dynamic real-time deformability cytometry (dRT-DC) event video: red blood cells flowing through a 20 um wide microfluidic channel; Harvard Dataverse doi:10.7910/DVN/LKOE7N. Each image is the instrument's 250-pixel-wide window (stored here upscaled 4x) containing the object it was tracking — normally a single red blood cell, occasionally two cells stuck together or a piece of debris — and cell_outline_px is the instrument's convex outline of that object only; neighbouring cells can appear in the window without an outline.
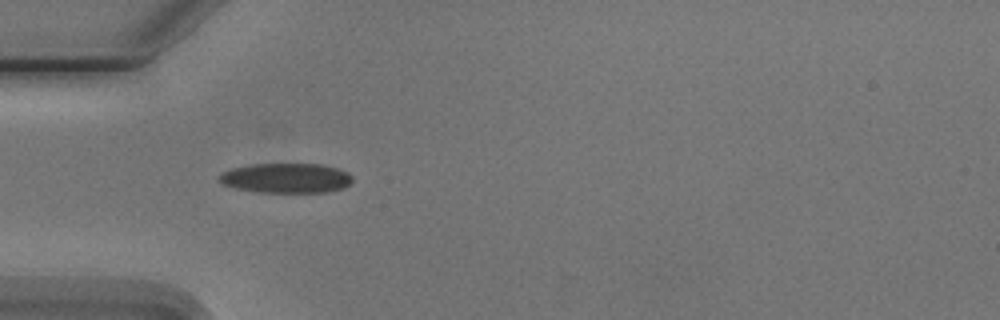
{"species": "Egyptian fruit bat (a non-hibernating species)", "species_latin": "Rousettus aegyptiacus", "temperature_condition": "cold", "stored_images_in_passage": 3, "camera_frame_rate_fps": 3000, "um_per_image_px": 0.085, "animal": {"sex": "male"}, "frame": {"image": 1, "passage_image": 2, "time_ms": 1.0, "image_size_px": [1000, 320], "cell_outline_px": [[352, 180], [344, 188], [324, 192], [256, 192], [236, 188], [224, 184], [220, 180], [220, 176], [224, 172], [232, 168], [252, 164], [320, 164], [336, 168], [348, 172], [352, 176]], "centroid_in_image_um": [24.35, 15.13], "position_along_channel_um": 60.6, "area_um2": 22.89}}
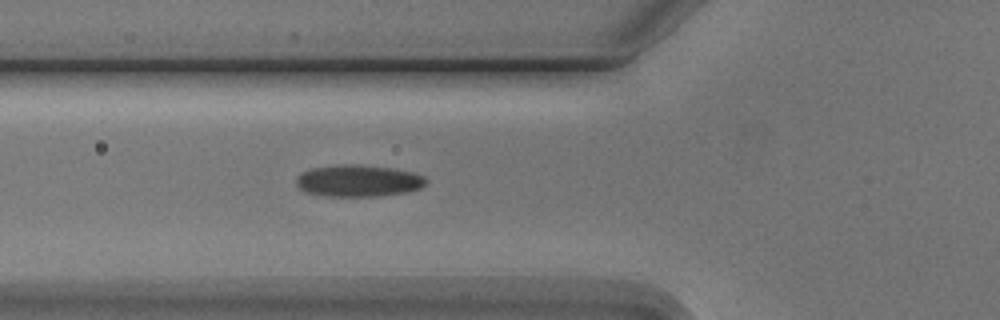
{"frame": {"image": 2, "passage_image": 3, "time_ms": 2.0, "image_size_px": [1000, 320], "cell_outline_px": [[428, 180], [420, 188], [408, 192], [376, 196], [328, 196], [304, 192], [296, 184], [296, 180], [300, 172], [312, 168], [340, 164], [360, 164], [392, 168], [416, 172], [424, 176]], "centroid_in_image_um": [30.47, 15.35], "position_along_channel_um": 95.3, "area_um2": 24.28}}